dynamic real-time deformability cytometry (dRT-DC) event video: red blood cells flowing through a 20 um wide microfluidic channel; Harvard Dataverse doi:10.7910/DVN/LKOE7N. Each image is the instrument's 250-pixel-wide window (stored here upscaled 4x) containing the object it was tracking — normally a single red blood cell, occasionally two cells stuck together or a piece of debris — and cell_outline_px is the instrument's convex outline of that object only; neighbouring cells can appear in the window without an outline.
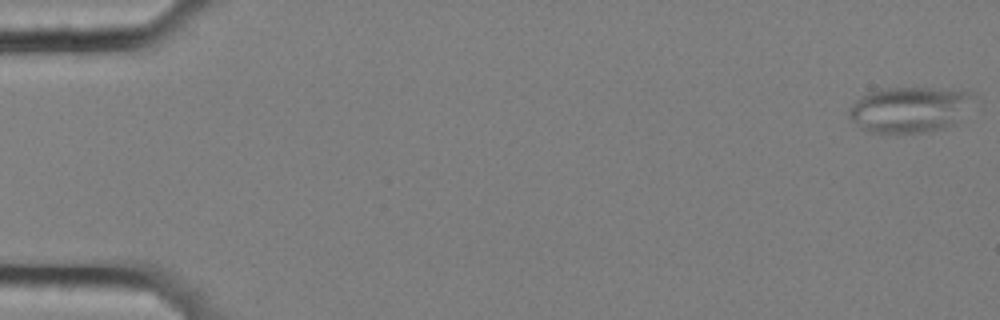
{"species": "common noctule bat (a hibernating species)", "species_latin": "Nyctalus noctula", "temperature_condition": "cold", "stored_images_in_passage": 58, "camera_frame_rate_fps": 3000, "um_per_image_px": 0.085, "animal": {"sex": "female", "body_mass_g": 25.1}, "frame": {"image": 1, "passage_image": 1, "time_ms": 0.0, "image_size_px": [1000, 320], "cell_outline_px": [[968, 96], [956, 124], [944, 128], [924, 132], [896, 136], [868, 132], [860, 128], [848, 116], [848, 108], [864, 96], [880, 88], [932, 88], [968, 92]], "centroid_in_image_um": [77.14, 9.38], "position_along_channel_um": 7.9, "area_um2": 32.66}}
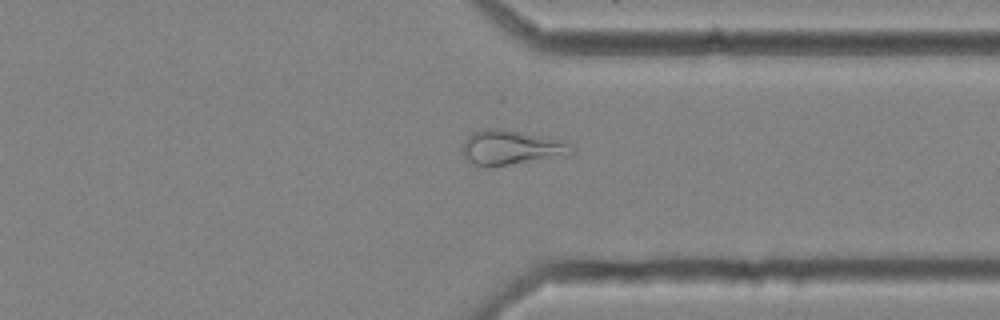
{"frame": {"image": 2, "passage_image": 45, "time_ms": 14.667, "image_size_px": [1000, 320], "cell_outline_px": [[576, 148], [544, 156], [508, 164], [484, 168], [468, 160], [464, 156], [464, 140], [472, 132], [484, 128], [504, 128], [540, 136], [572, 144]], "centroid_in_image_um": [43.22, 12.49], "position_along_channel_um": 368.2, "area_um2": 20.52}}
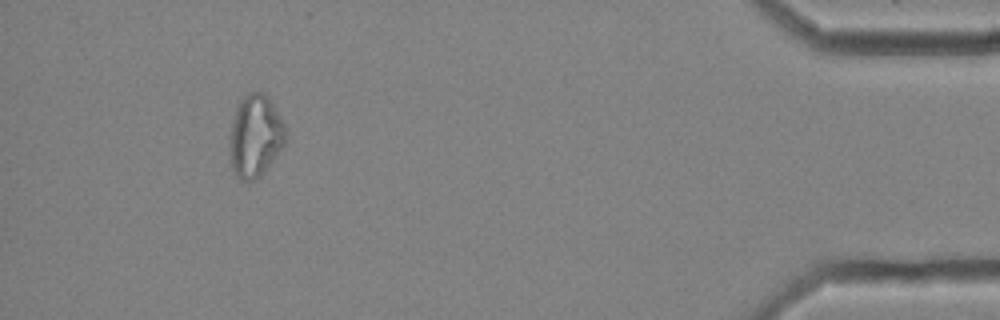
{"frame": {"image": 3, "passage_image": 54, "time_ms": 17.667, "image_size_px": [1000, 320], "cell_outline_px": [[288, 132], [284, 144], [268, 168], [260, 176], [252, 180], [240, 180], [236, 176], [232, 168], [232, 120], [236, 108], [240, 100], [248, 92], [260, 92], [268, 96], [284, 124]], "centroid_in_image_um": [21.74, 11.55], "position_along_channel_um": 413.5, "area_um2": 26.3}}